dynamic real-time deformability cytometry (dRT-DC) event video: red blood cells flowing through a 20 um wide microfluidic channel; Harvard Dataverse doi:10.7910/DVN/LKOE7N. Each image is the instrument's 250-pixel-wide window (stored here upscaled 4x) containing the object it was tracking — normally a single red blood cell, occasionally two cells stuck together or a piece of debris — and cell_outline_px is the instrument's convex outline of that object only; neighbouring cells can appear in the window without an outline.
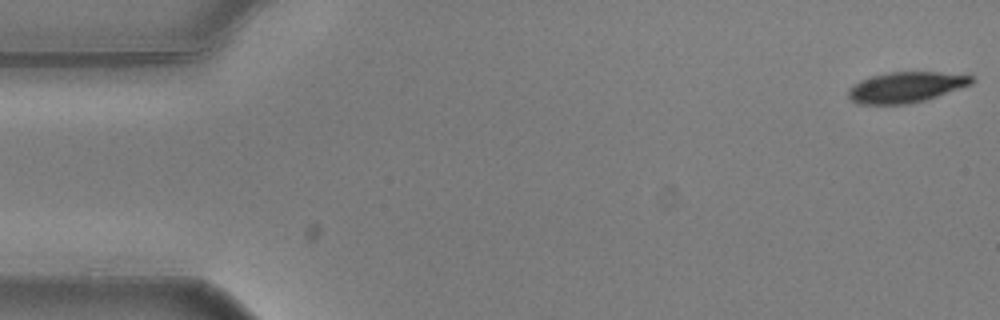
{"species": "common noctule bat (a hibernating species)", "species_latin": "Nyctalus noctula", "temperature_condition": "warm", "stored_images_in_passage": 55, "camera_frame_rate_fps": 3000, "um_per_image_px": 0.085, "animal": {"sex": "male", "body_mass_g": 20.5, "forearm_length_mm": 52.5}, "frame": {"image": 1, "passage_image": 1, "time_ms": 0.0, "image_size_px": [1000, 320], "cell_outline_px": [[976, 80], [972, 84], [924, 100], [908, 104], [856, 104], [848, 96], [848, 88], [852, 84], [860, 80], [872, 76], [888, 72], [940, 72], [972, 76]], "centroid_in_image_um": [76.97, 7.41], "position_along_channel_um": 8.0, "area_um2": 21.96}}
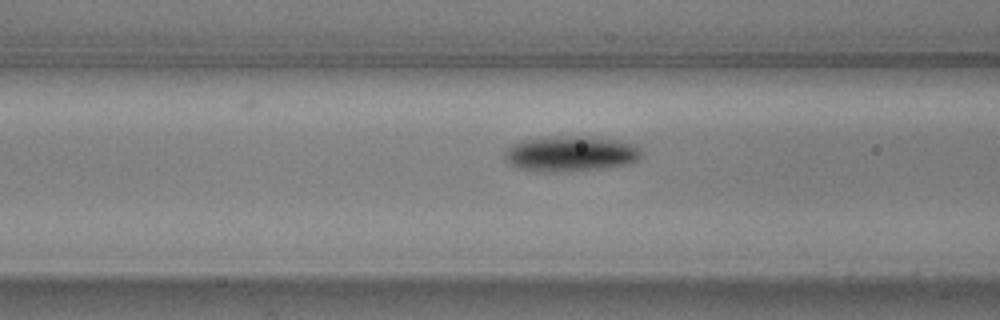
{"frame": {"image": 2, "passage_image": 21, "time_ms": 6.667, "image_size_px": [1000, 320], "cell_outline_px": [[644, 152], [636, 160], [628, 164], [608, 168], [572, 172], [540, 172], [520, 168], [504, 160], [504, 152], [508, 148], [520, 140], [556, 136], [580, 136], [616, 140], [632, 144], [640, 148]], "centroid_in_image_um": [48.5, 13.08], "position_along_channel_um": 118.1, "area_um2": 28.5}}
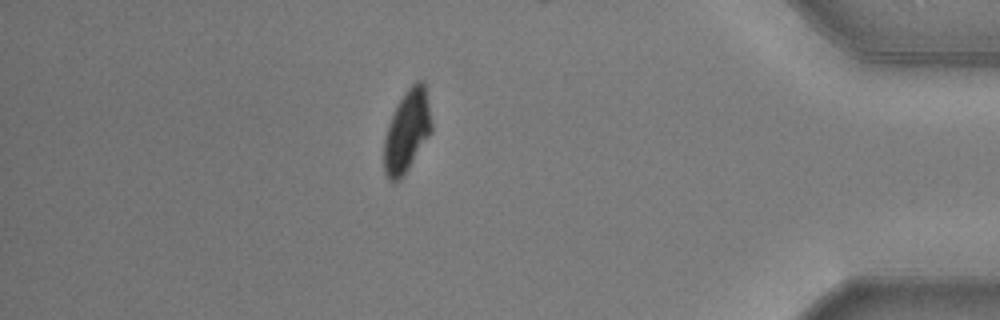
{"frame": {"image": 3, "passage_image": 48, "time_ms": 15.667, "image_size_px": [1000, 320], "cell_outline_px": [[432, 132], [404, 176], [400, 180], [388, 180], [384, 172], [384, 140], [388, 124], [392, 112], [408, 88], [416, 80], [424, 80], [432, 124]], "centroid_in_image_um": [34.59, 11.16], "position_along_channel_um": 400.6, "area_um2": 22.83}, "authors_computed_cell_mechanics": {"area_um2": 25.432, "velocity_mm_per_s": 3.6123, "shape_relaxation_time_tau1_ms": 1.7496, "shape_relaxation_time_tau2_ms": 5.6478, "deformation_change_tau1": 0.1264, "deformation_change_tau2": 0.0711}}